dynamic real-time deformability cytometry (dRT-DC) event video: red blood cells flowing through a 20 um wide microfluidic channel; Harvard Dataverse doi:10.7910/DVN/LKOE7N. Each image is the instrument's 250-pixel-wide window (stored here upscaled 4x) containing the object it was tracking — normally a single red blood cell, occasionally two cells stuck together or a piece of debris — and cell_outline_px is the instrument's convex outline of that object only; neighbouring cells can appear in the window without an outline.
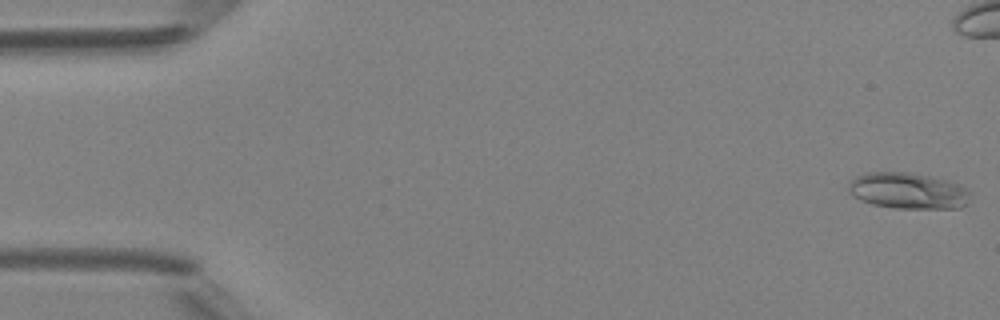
{"species": "Egyptian fruit bat (a non-hibernating species)", "species_latin": "Rousettus aegyptiacus", "temperature_condition": "room temperature", "stored_images_in_passage": 50, "camera_frame_rate_fps": 3000, "um_per_image_px": 0.085, "animal": {"sex": "female"}, "frame": {"image": 1, "passage_image": 1, "time_ms": 0.0, "image_size_px": [1000, 320], "cell_outline_px": [[972, 192], [964, 204], [960, 208], [892, 208], [872, 204], [860, 200], [848, 192], [848, 184], [856, 176], [868, 172], [908, 172], [944, 180], [960, 184], [968, 188]], "centroid_in_image_um": [77.16, 16.22], "position_along_channel_um": 7.8, "area_um2": 25.61}}
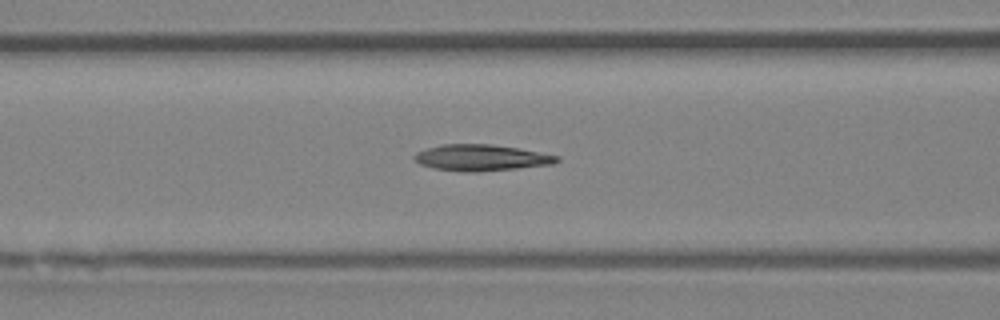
{"frame": {"image": 2, "passage_image": 20, "time_ms": 6.333, "image_size_px": [1000, 320], "cell_outline_px": [[560, 160], [552, 164], [516, 168], [476, 172], [468, 172], [436, 168], [420, 164], [412, 160], [412, 156], [416, 152], [440, 144], [488, 144], [516, 148], [560, 156]], "centroid_in_image_um": [40.86, 13.4], "position_along_channel_um": 125.7, "area_um2": 21.56}}
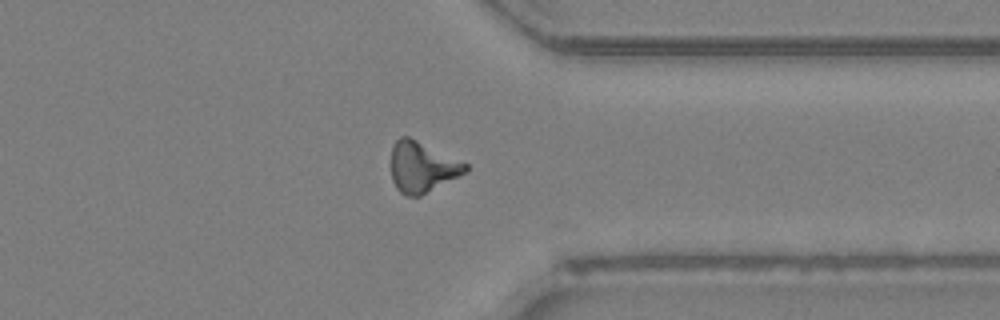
{"frame": {"image": 3, "passage_image": 38, "time_ms": 12.333, "image_size_px": [1000, 320], "cell_outline_px": [[468, 172], [420, 196], [404, 196], [396, 188], [392, 180], [392, 148], [396, 140], [400, 136], [408, 136], [468, 164]], "centroid_in_image_um": [35.89, 14.21], "position_along_channel_um": 375.5, "area_um2": 21.85}, "authors_computed_cell_mechanics": {"area_um2": 21.2415, "velocity_mm_per_s": 4.2265, "shape_relaxation_time_tau1_ms": 7.8346, "shape_relaxation_time_tau2_ms": 5.3695, "deformation_change_tau1": 0.2258, "deformation_change_tau2": 0.1438}}